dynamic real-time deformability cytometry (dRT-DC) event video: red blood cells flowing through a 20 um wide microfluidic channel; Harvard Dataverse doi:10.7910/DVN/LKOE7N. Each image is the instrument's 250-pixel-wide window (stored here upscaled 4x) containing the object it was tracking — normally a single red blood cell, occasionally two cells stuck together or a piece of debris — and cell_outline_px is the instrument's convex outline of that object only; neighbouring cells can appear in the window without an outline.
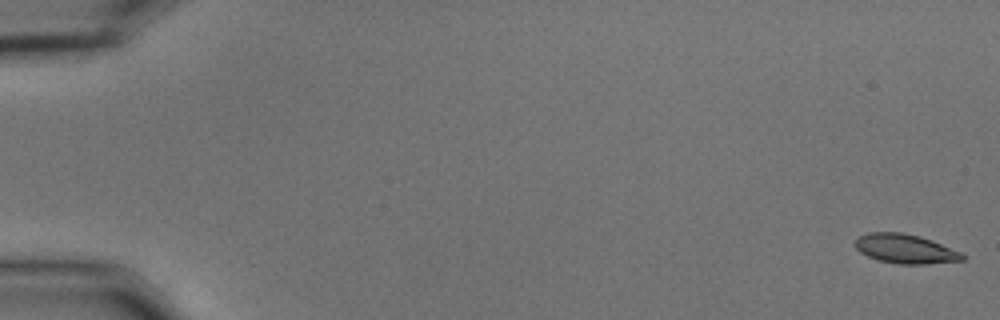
{"species": "common noctule bat (a hibernating species)", "species_latin": "Nyctalus noctula", "temperature_condition": "cold", "stored_images_in_passage": 56, "camera_frame_rate_fps": 3000, "um_per_image_px": 0.085, "animal": {"sex": "male", "body_mass_g": 15.6}, "frame": {"image": 1, "passage_image": 1, "time_ms": 0.0, "image_size_px": [1000, 320], "cell_outline_px": [[964, 260], [928, 264], [900, 264], [880, 260], [868, 256], [860, 252], [856, 248], [856, 240], [860, 236], [868, 232], [904, 232], [920, 236], [932, 240], [960, 252], [964, 256]], "centroid_in_image_um": [76.96, 21.14], "position_along_channel_um": 8.0, "area_um2": 18.15}}
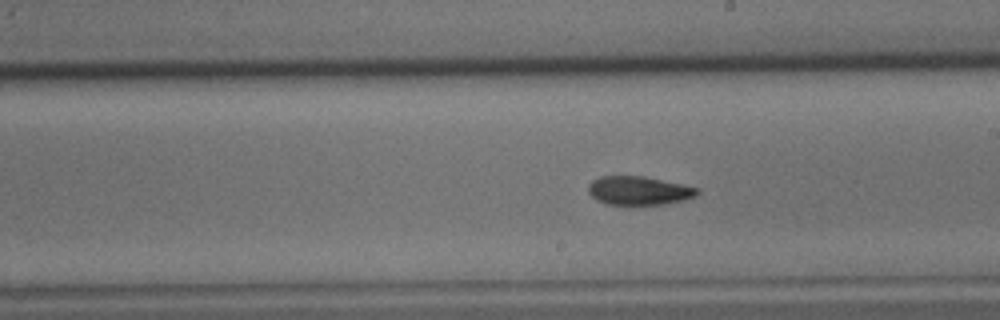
{"frame": {"image": 2, "passage_image": 33, "time_ms": 10.667, "image_size_px": [1000, 320], "cell_outline_px": [[700, 192], [696, 196], [684, 200], [664, 204], [608, 204], [596, 200], [588, 192], [588, 184], [592, 180], [600, 176], [644, 176], [700, 188]], "centroid_in_image_um": [54.31, 16.19], "position_along_channel_um": 234.7, "area_um2": 18.21}}
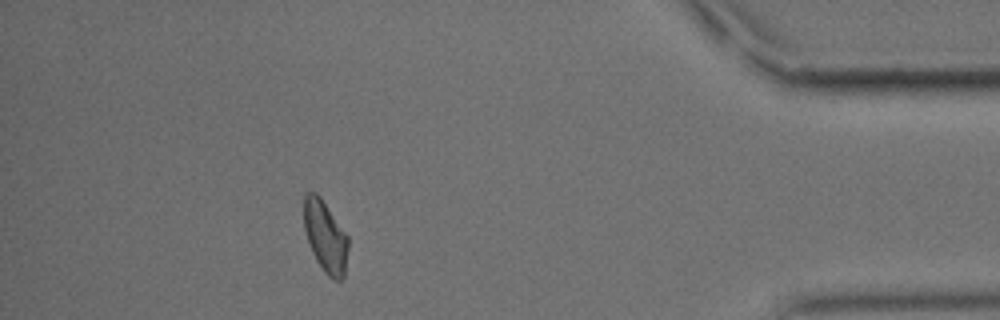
{"frame": {"image": 3, "passage_image": 51, "time_ms": 16.667, "image_size_px": [1000, 320], "cell_outline_px": [[348, 248], [344, 276], [340, 280], [332, 280], [324, 272], [316, 260], [312, 252], [304, 228], [304, 196], [308, 192], [316, 192], [320, 196], [348, 236]], "centroid_in_image_um": [27.66, 20.11], "position_along_channel_um": 407.5, "area_um2": 18.38}, "authors_computed_cell_mechanics": {"area_um2": 18.6694, "velocity_mm_per_s": 3.6111, "shape_relaxation_time_tau1_ms": 5.0869, "shape_relaxation_time_tau2_ms": 4.6388, "deformation_change_tau1": 0.1509, "deformation_change_tau2": 0.1097}}